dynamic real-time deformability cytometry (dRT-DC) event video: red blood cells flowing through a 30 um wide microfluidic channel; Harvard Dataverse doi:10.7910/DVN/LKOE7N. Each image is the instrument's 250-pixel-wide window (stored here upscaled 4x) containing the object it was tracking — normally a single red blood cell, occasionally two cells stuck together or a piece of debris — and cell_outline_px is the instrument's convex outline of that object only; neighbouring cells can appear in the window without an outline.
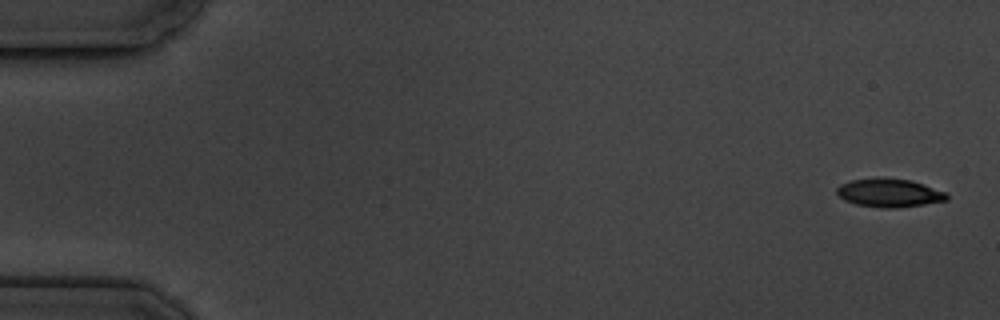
{"species": "common noctule bat (a hibernating species)", "species_latin": "Nyctalus noctula", "temperature_condition": "cold", "stored_images_in_passage": 6, "camera_frame_rate_fps": 3000, "um_per_image_px": 0.085, "animal": {"sex": "male", "body_mass_g": 19.5, "forearm_length_mm": 54.6}, "frame": {"image": 1, "passage_image": 1, "time_ms": 0.0, "image_size_px": [1000, 320], "cell_outline_px": [[948, 200], [924, 204], [896, 208], [880, 208], [856, 204], [844, 200], [836, 192], [836, 188], [840, 184], [852, 180], [912, 180], [948, 192]], "centroid_in_image_um": [75.63, 16.43], "position_along_channel_um": 9.4, "area_um2": 17.74}}
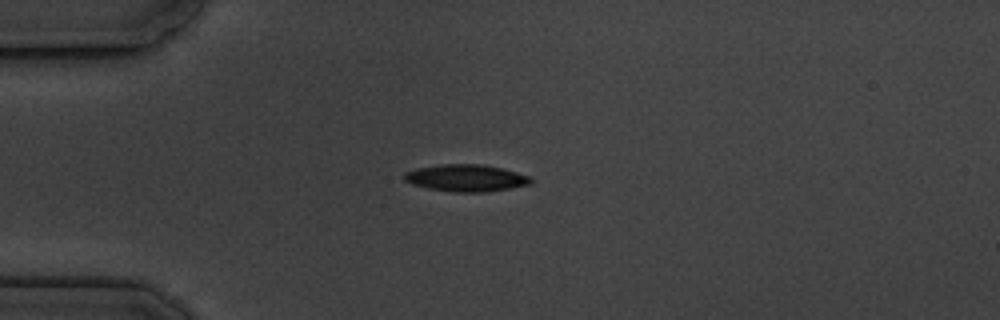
{"frame": {"image": 2, "passage_image": 4, "time_ms": 4.333, "image_size_px": [1000, 320], "cell_outline_px": [[532, 184], [484, 192], [452, 192], [428, 188], [412, 184], [404, 180], [404, 172], [420, 168], [440, 164], [484, 164], [516, 172], [528, 176], [532, 180]], "centroid_in_image_um": [39.6, 15.13], "position_along_channel_um": 45.4, "area_um2": 19.71}}